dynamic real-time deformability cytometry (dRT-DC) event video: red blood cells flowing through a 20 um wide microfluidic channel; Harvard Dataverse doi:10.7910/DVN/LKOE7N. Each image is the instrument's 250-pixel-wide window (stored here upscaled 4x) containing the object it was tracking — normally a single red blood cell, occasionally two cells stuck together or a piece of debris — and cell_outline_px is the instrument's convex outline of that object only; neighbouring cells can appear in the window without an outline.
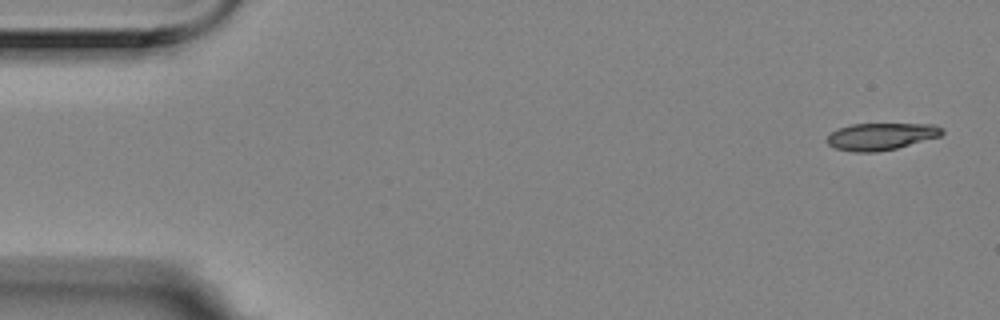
{"species": "Egyptian fruit bat (a non-hibernating species)", "species_latin": "Rousettus aegyptiacus", "temperature_condition": "room temperature", "stored_images_in_passage": 5, "camera_frame_rate_fps": 3000, "um_per_image_px": 0.085, "animal": {"sex": "female"}, "frame": {"image": 1, "passage_image": 1, "time_ms": 0.0, "image_size_px": [1000, 320], "cell_outline_px": [[944, 132], [940, 136], [896, 148], [876, 152], [852, 152], [836, 148], [828, 144], [824, 140], [832, 132], [840, 128], [852, 124], [932, 124], [940, 128]], "centroid_in_image_um": [74.84, 11.6], "position_along_channel_um": 10.2, "area_um2": 17.92}}
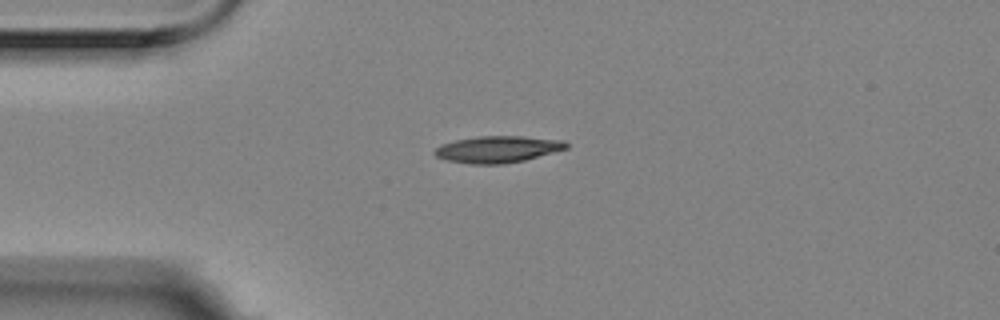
{"frame": {"image": 2, "passage_image": 4, "time_ms": 1.0, "image_size_px": [1000, 320], "cell_outline_px": [[568, 148], [524, 160], [504, 164], [472, 164], [444, 160], [436, 156], [432, 152], [440, 144], [456, 140], [476, 136], [524, 136], [564, 140], [568, 144]], "centroid_in_image_um": [42.27, 12.68], "position_along_channel_um": 42.7, "area_um2": 20.58}}